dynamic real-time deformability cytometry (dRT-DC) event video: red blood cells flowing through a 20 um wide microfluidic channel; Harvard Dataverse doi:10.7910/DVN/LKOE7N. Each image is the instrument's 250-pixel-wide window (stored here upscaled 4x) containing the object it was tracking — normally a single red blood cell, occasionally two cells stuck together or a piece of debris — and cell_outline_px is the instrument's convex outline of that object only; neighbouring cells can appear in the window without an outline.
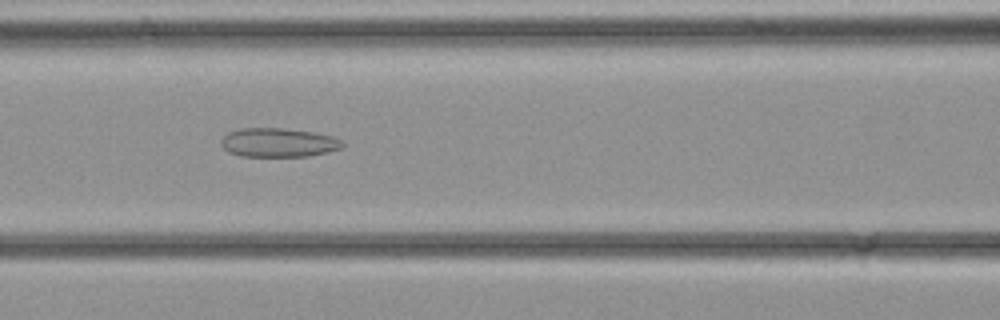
{"species": "common noctule bat (a hibernating species)", "species_latin": "Nyctalus noctula", "temperature_condition": "cold", "stored_images_in_passage": 25, "camera_frame_rate_fps": 3000, "um_per_image_px": 0.085, "animal": {"sex": "female", "body_mass_g": 21.9}, "frame": {"image": 1, "passage_image": 5, "time_ms": 1.333, "image_size_px": [1000, 320], "cell_outline_px": [[344, 144], [340, 148], [308, 156], [240, 156], [228, 152], [220, 144], [220, 140], [228, 132], [240, 128], [284, 128], [312, 132], [332, 136], [340, 140]], "centroid_in_image_um": [23.6, 12.11], "position_along_channel_um": 143.0, "area_um2": 20.35}}
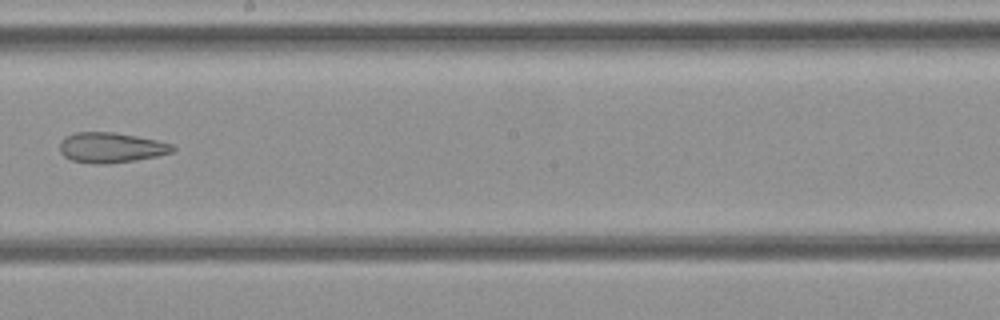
{"frame": {"image": 2, "passage_image": 10, "time_ms": 3.0, "image_size_px": [1000, 320], "cell_outline_px": [[176, 148], [172, 152], [156, 156], [136, 160], [108, 164], [96, 164], [72, 160], [64, 156], [60, 152], [60, 140], [64, 136], [76, 132], [112, 132], [136, 136], [156, 140], [172, 144]], "centroid_in_image_um": [9.41, 12.54], "position_along_channel_um": 238.8, "area_um2": 19.88}}
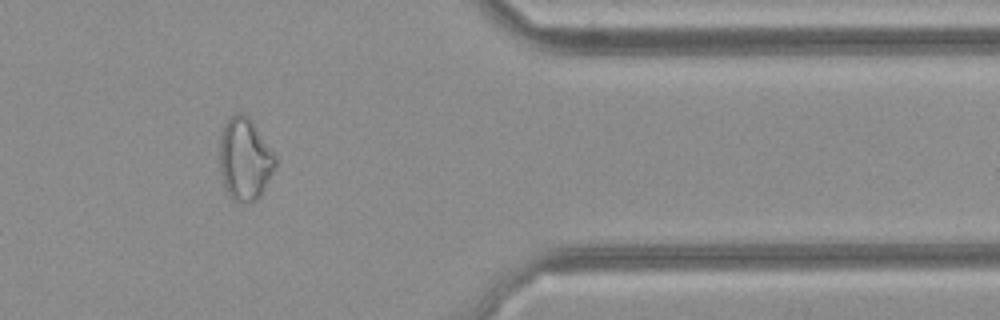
{"frame": {"image": 3, "passage_image": 19, "time_ms": 6.0, "image_size_px": [1000, 320], "cell_outline_px": [[276, 168], [260, 196], [256, 200], [248, 204], [236, 204], [228, 196], [220, 172], [220, 136], [224, 124], [236, 112], [244, 112], [252, 120], [276, 156]], "centroid_in_image_um": [20.81, 13.56], "position_along_channel_um": 390.6, "area_um2": 27.22}}